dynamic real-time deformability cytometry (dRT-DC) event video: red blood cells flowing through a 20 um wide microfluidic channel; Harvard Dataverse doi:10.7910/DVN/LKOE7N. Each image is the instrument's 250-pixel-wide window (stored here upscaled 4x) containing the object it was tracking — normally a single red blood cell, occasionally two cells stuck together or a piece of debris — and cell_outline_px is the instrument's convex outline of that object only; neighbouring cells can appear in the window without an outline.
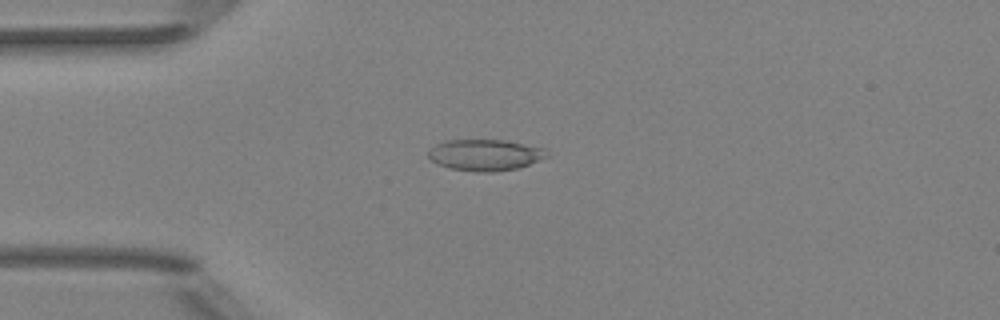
{"species": "Egyptian fruit bat (a non-hibernating species)", "species_latin": "Rousettus aegyptiacus", "temperature_condition": "room temperature", "stored_images_in_passage": 4, "camera_frame_rate_fps": 3000, "um_per_image_px": 0.085, "animal": {"sex": "female"}, "frame": {"image": 1, "passage_image": 4, "time_ms": 3.667, "image_size_px": [1000, 320], "cell_outline_px": [[548, 156], [528, 164], [516, 168], [496, 172], [476, 172], [448, 168], [436, 164], [428, 156], [428, 152], [436, 144], [444, 140], [504, 140], [544, 148], [548, 152]], "centroid_in_image_um": [41.2, 13.17], "position_along_channel_um": 43.8, "area_um2": 21.56}}